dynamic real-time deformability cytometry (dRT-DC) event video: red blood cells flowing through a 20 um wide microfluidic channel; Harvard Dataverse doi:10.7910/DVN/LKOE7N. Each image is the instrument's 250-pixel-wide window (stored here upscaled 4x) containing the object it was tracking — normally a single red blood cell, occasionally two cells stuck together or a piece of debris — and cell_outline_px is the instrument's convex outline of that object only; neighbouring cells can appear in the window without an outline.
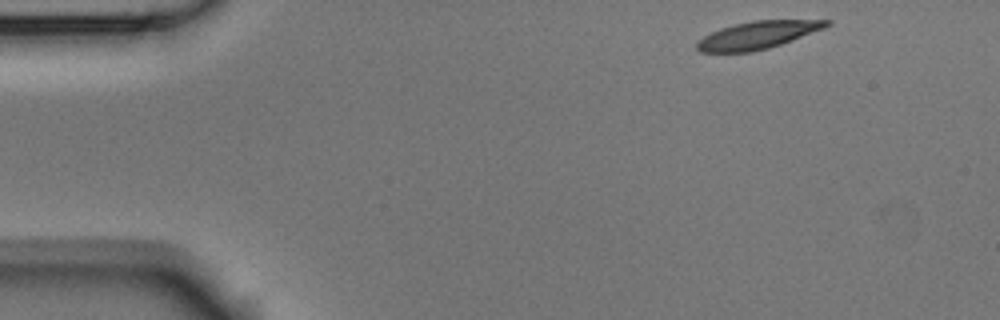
{"species": "Egyptian fruit bat (a non-hibernating species)", "species_latin": "Rousettus aegyptiacus", "temperature_condition": "room temperature", "stored_images_in_passage": 9, "camera_frame_rate_fps": 3000, "um_per_image_px": 0.085, "animal": {"sex": "male"}, "frame": {"image": 1, "passage_image": 1, "time_ms": 0.0, "image_size_px": [1000, 320], "cell_outline_px": [[832, 24], [824, 28], [792, 40], [768, 48], [752, 52], [700, 52], [696, 48], [696, 44], [704, 36], [720, 28], [752, 20], [832, 20]], "centroid_in_image_um": [64.41, 2.98], "position_along_channel_um": 20.6, "area_um2": 20.63}}
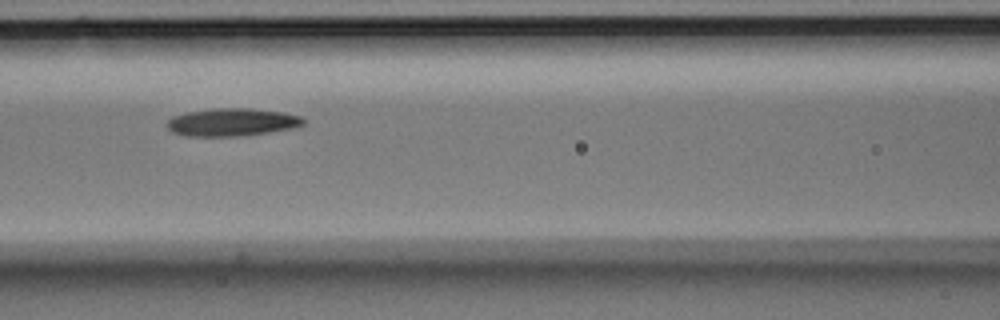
{"frame": {"image": 2, "passage_image": 6, "time_ms": 1.667, "image_size_px": [1000, 320], "cell_outline_px": [[304, 124], [292, 128], [268, 132], [240, 136], [188, 136], [172, 132], [164, 124], [172, 116], [188, 112], [212, 108], [252, 108], [284, 112], [300, 116], [304, 120]], "centroid_in_image_um": [19.69, 10.38], "position_along_channel_um": 146.9, "area_um2": 22.14}}
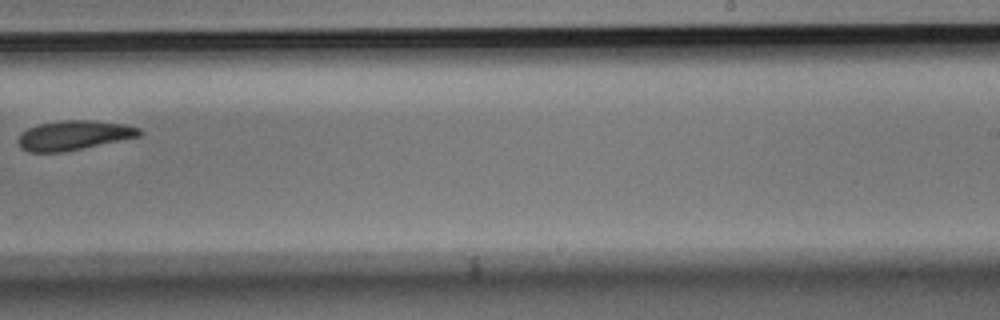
{"frame": {"image": 3, "passage_image": 9, "time_ms": 2.667, "image_size_px": [1000, 320], "cell_outline_px": [[144, 132], [140, 136], [60, 152], [28, 152], [20, 148], [16, 140], [20, 132], [28, 128], [40, 124], [60, 120], [92, 120], [124, 124], [140, 128]], "centroid_in_image_um": [6.23, 11.49], "position_along_channel_um": 282.8, "area_um2": 20.81}}